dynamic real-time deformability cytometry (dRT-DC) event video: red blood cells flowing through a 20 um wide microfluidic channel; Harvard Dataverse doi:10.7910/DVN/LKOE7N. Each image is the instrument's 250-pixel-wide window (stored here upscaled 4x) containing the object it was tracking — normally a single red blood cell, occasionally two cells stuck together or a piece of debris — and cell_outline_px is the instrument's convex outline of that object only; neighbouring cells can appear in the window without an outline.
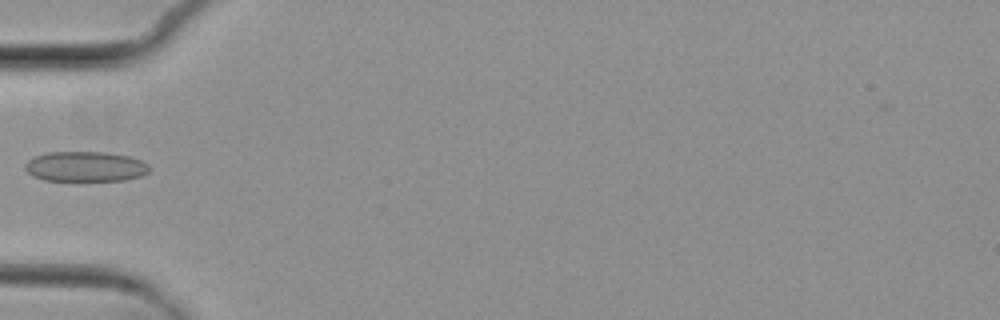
{"species": "common noctule bat (a hibernating species)", "species_latin": "Nyctalus noctula", "temperature_condition": "cold", "stored_images_in_passage": 1, "camera_frame_rate_fps": 3000, "um_per_image_px": 0.085, "animal": {"sex": "female", "body_mass_g": 29.2, "forearm_length_mm": 56.3}, "frame": {"image": 1, "passage_image": 1, "time_ms": 0.0, "image_size_px": [1000, 320], "cell_outline_px": [[152, 168], [148, 172], [140, 176], [124, 180], [44, 180], [32, 176], [24, 168], [24, 164], [28, 160], [36, 156], [48, 152], [108, 152], [128, 156], [140, 160], [148, 164]], "centroid_in_image_um": [7.26, 14.15], "position_along_channel_um": 77.7, "area_um2": 21.79}}